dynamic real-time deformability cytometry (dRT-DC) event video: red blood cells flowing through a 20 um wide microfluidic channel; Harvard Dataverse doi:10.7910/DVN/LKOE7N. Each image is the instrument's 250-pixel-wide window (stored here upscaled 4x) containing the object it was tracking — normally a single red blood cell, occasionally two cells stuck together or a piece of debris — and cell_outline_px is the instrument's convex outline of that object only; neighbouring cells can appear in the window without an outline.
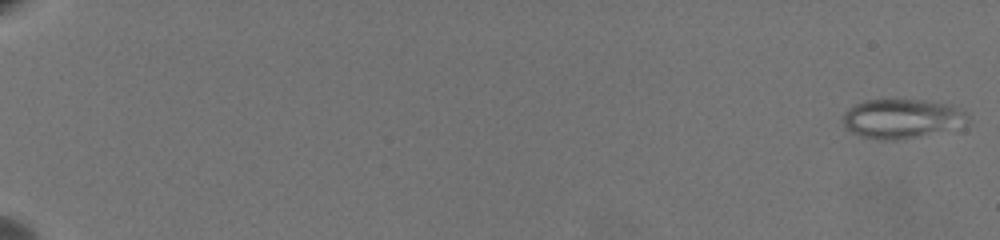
{"species": "common noctule bat (a hibernating species)", "species_latin": "Nyctalus noctula", "temperature_condition": "warm", "stored_images_in_passage": 62, "camera_frame_rate_fps": 3000, "um_per_image_px": 0.085, "animal": {"sex": "female", "body_mass_g": 19.5, "forearm_length_mm": 54.1}, "frame": {"image": 1, "passage_image": 1, "time_ms": 0.0, "image_size_px": [1000, 240], "cell_outline_px": [[968, 124], [964, 128], [896, 140], [884, 140], [860, 136], [852, 132], [844, 124], [844, 112], [848, 108], [864, 100], [928, 100], [952, 104], [964, 112], [968, 116]], "centroid_in_image_um": [76.75, 10.08], "position_along_channel_um": 8.3, "area_um2": 28.9}}
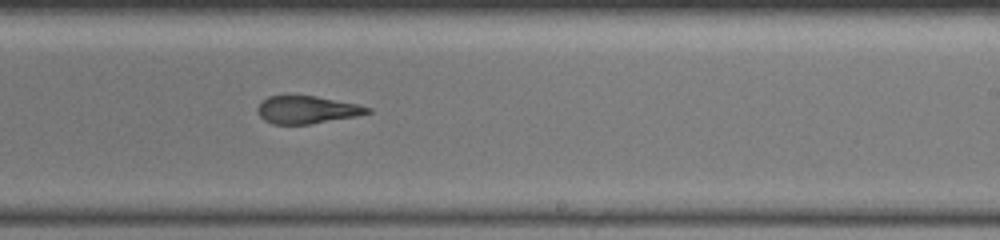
{"frame": {"image": 2, "passage_image": 42, "time_ms": 13.667, "image_size_px": [1000, 240], "cell_outline_px": [[372, 112], [356, 116], [308, 124], [272, 124], [264, 120], [256, 112], [256, 108], [268, 96], [316, 96], [356, 104], [372, 108]], "centroid_in_image_um": [26.07, 9.33], "position_along_channel_um": 262.9, "area_um2": 17.51}}
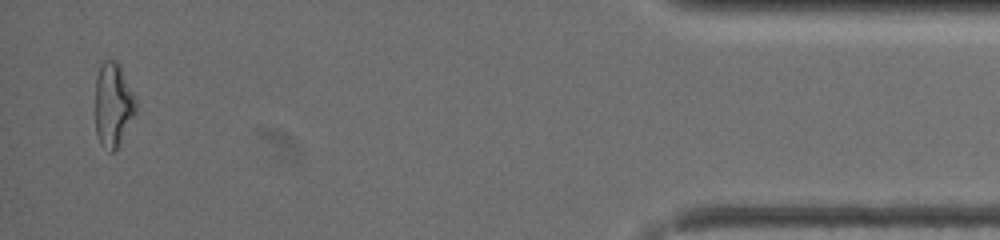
{"frame": {"image": 3, "passage_image": 61, "time_ms": 20.0, "image_size_px": [1000, 240], "cell_outline_px": [[136, 112], [116, 148], [112, 152], [108, 152], [100, 144], [96, 132], [96, 76], [104, 60], [116, 60], [120, 64], [136, 96]], "centroid_in_image_um": [9.63, 8.87], "position_along_channel_um": 425.6, "area_um2": 19.88}, "authors_computed_cell_mechanics": {"area_um2": 19.941, "velocity_mm_per_s": 3.5767, "shape_relaxation_time_tau1_ms": null, "shape_relaxation_time_tau2_ms": 2.2364, "deformation_change_tau1": null, "deformation_change_tau2": 0.1157}}